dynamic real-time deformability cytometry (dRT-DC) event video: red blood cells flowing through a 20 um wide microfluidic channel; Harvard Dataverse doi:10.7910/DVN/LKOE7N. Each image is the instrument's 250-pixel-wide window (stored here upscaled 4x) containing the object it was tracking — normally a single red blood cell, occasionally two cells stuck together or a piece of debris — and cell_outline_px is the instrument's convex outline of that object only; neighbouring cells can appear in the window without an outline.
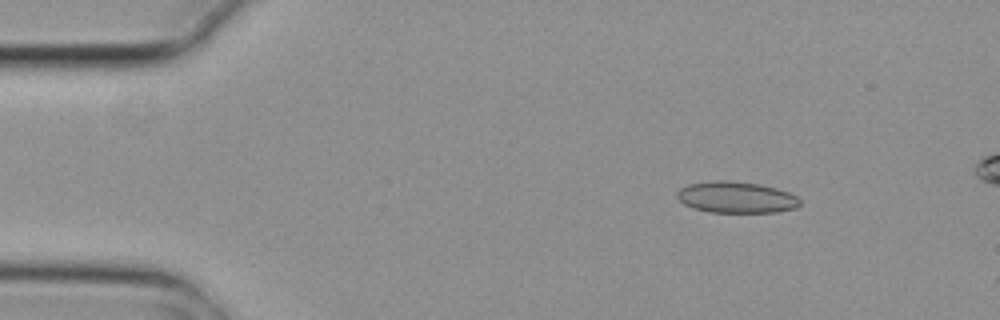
{"species": "common noctule bat (a hibernating species)", "species_latin": "Nyctalus noctula", "temperature_condition": "cold", "stored_images_in_passage": 7, "camera_frame_rate_fps": 3000, "um_per_image_px": 0.085, "animal": {"sex": "female", "body_mass_g": 29.2, "forearm_length_mm": 56.3}, "frame": {"image": 1, "passage_image": 2, "time_ms": 0.333, "image_size_px": [1000, 320], "cell_outline_px": [[800, 204], [796, 208], [776, 212], [712, 212], [692, 208], [684, 204], [676, 196], [676, 192], [680, 188], [688, 184], [712, 180], [724, 180], [760, 184], [776, 188], [788, 192], [796, 196], [800, 200]], "centroid_in_image_um": [62.56, 16.76], "position_along_channel_um": 22.4, "area_um2": 22.48}}
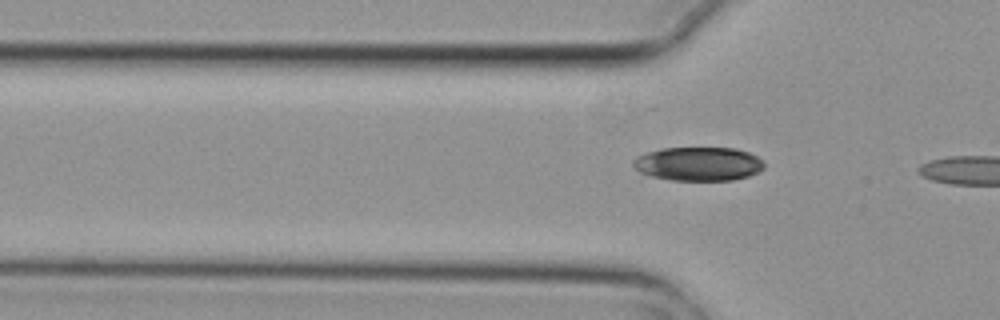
{"frame": {"image": 2, "passage_image": 7, "time_ms": 2.0, "image_size_px": [1000, 320], "cell_outline_px": [[764, 168], [748, 176], [732, 180], [672, 180], [652, 176], [640, 172], [632, 164], [632, 160], [636, 156], [648, 152], [664, 148], [736, 148], [748, 152], [764, 160]], "centroid_in_image_um": [59.37, 13.92], "position_along_channel_um": 66.4, "area_um2": 25.72}}